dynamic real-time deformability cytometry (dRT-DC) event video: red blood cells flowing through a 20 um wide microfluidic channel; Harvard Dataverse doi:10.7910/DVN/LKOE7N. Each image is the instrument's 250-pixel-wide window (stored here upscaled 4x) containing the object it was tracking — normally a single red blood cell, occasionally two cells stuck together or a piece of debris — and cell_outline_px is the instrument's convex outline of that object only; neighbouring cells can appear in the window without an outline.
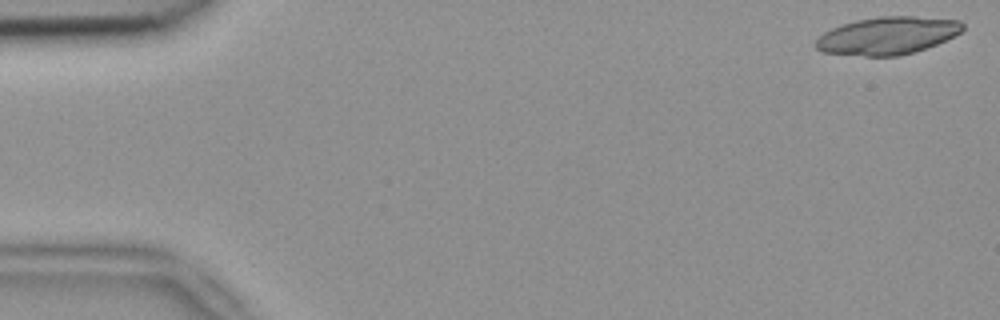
{"species": "common noctule bat (a hibernating species)", "species_latin": "Nyctalus noctula", "temperature_condition": "room temperature", "stored_images_in_passage": 5, "segment_of_instrument_passage": [1, 2], "camera_frame_rate_fps": 3000, "um_per_image_px": 0.085, "animal": {"sex": "female", "body_mass_g": 18.4}, "frame": {"image": 1, "passage_image": 1, "time_ms": 0.0, "image_size_px": [1000, 320], "cell_outline_px": [[964, 28], [960, 32], [936, 44], [916, 52], [896, 56], [864, 56], [820, 52], [812, 44], [824, 32], [832, 28], [856, 20], [880, 16], [916, 16], [960, 20], [964, 24]], "centroid_in_image_um": [75.41, 3.03], "position_along_channel_um": 9.6, "area_um2": 32.25}}